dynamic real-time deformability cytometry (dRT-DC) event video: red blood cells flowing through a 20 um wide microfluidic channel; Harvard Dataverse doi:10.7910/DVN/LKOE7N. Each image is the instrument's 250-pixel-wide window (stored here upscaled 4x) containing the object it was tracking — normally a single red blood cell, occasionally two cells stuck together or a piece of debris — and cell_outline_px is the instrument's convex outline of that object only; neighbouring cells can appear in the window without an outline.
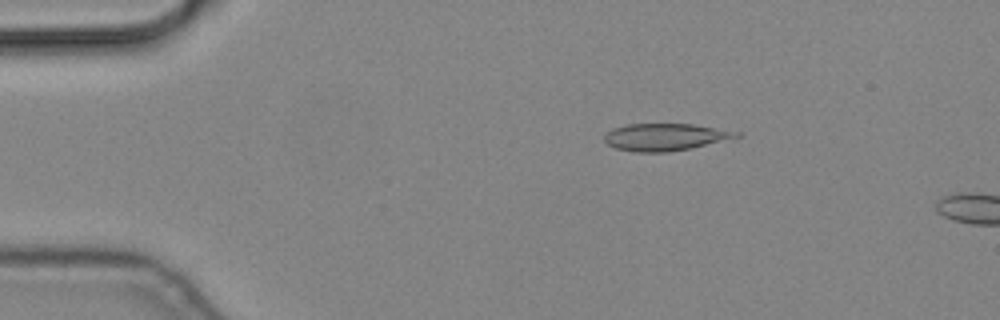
{"species": "common noctule bat (a hibernating species)", "species_latin": "Nyctalus noctula", "temperature_condition": "cold", "stored_images_in_passage": 2, "camera_frame_rate_fps": 3000, "um_per_image_px": 0.085, "animal": {"sex": "male", "body_mass_g": 19.2, "forearm_length_mm": 51.8}, "frame": {"image": 1, "passage_image": 1, "time_ms": 0.0, "image_size_px": [1000, 320], "cell_outline_px": [[740, 136], [692, 148], [668, 152], [632, 152], [616, 148], [608, 144], [604, 140], [604, 136], [612, 128], [628, 124], [692, 124], [740, 132]], "centroid_in_image_um": [56.5, 11.65], "position_along_channel_um": 28.5, "area_um2": 20.75}}